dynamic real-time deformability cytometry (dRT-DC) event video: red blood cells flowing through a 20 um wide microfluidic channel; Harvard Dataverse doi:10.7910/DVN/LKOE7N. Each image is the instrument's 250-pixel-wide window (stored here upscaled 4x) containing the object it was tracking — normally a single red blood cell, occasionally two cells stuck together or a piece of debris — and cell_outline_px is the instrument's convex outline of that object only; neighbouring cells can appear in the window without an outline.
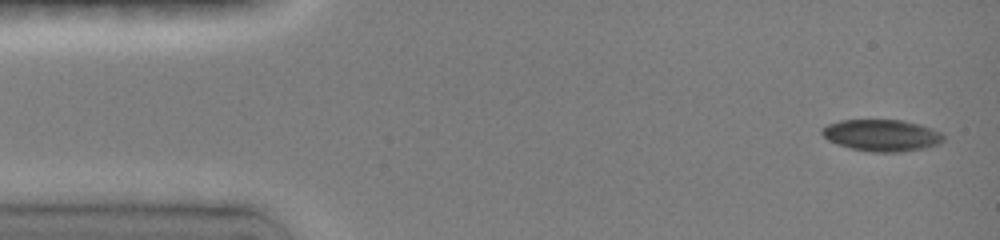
{"species": "common noctule bat (a hibernating species)", "species_latin": "Nyctalus noctula", "temperature_condition": "room temperature", "stored_images_in_passage": 36, "camera_frame_rate_fps": 3000, "um_per_image_px": 0.085, "animal": {"sex": "female", "body_mass_g": 19.0, "forearm_length_mm": 51.5}, "frame": {"image": 1, "passage_image": 1, "time_ms": 0.0, "image_size_px": [1000, 240], "cell_outline_px": [[944, 140], [940, 144], [924, 148], [900, 152], [872, 152], [852, 148], [836, 144], [828, 140], [820, 132], [820, 128], [828, 124], [840, 120], [904, 120], [920, 124], [932, 128], [940, 132], [944, 136]], "centroid_in_image_um": [74.95, 11.5], "position_along_channel_um": 10.0, "area_um2": 22.6}}
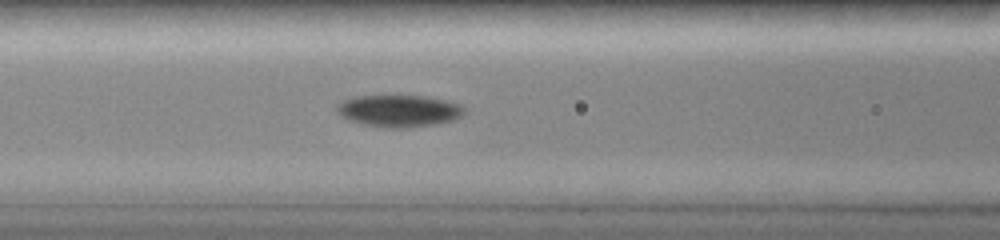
{"frame": {"image": 2, "passage_image": 14, "time_ms": 5.667, "image_size_px": [1000, 240], "cell_outline_px": [[464, 112], [460, 116], [452, 120], [436, 124], [408, 128], [376, 128], [348, 120], [340, 116], [336, 108], [336, 104], [344, 100], [356, 96], [424, 96], [448, 100], [460, 104], [464, 108]], "centroid_in_image_um": [33.88, 9.44], "position_along_channel_um": 132.7, "area_um2": 23.99}}
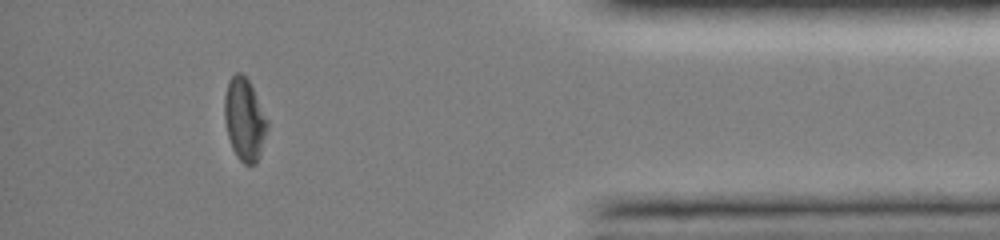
{"frame": {"image": 3, "passage_image": 33, "time_ms": 13.333, "image_size_px": [1000, 240], "cell_outline_px": [[268, 128], [260, 156], [256, 164], [244, 164], [236, 156], [232, 148], [228, 136], [224, 120], [224, 96], [228, 80], [236, 72], [240, 72], [248, 80], [268, 120]], "centroid_in_image_um": [20.77, 10.17], "position_along_channel_um": 414.4, "area_um2": 20.63}, "authors_computed_cell_mechanics": {"area_um2": 22.5709, "velocity_mm_per_s": 4.0505, "shape_relaxation_time_tau1_ms": 4.1516, "shape_relaxation_time_tau2_ms": null, "deformation_change_tau1": 0.1444, "deformation_change_tau2": null}}